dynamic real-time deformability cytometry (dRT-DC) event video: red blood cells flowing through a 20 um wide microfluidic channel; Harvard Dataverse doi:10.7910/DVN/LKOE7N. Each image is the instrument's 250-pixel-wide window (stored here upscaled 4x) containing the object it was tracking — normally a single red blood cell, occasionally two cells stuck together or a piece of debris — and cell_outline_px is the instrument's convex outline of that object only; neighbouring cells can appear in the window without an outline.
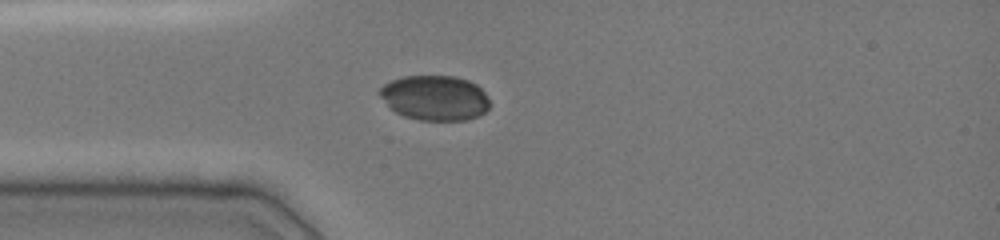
{"species": "common noctule bat (a hibernating species)", "species_latin": "Nyctalus noctula", "temperature_condition": "cold", "stored_images_in_passage": 2, "camera_frame_rate_fps": 3000, "um_per_image_px": 0.085, "animal": {"sex": "female", "body_mass_g": 19.0, "forearm_length_mm": 51.5}, "frame": {"image": 1, "passage_image": 1, "time_ms": 0.0, "image_size_px": [1000, 240], "cell_outline_px": [[252, 196], [212, 196], [144, 192], [112, 188], [120, 180], [144, 180], [248, 188], [252, 192]], "centroid_in_image_um": [15.42, 16.02], "position_along_channel_um": 69.6, "area_um2": 10.29}}